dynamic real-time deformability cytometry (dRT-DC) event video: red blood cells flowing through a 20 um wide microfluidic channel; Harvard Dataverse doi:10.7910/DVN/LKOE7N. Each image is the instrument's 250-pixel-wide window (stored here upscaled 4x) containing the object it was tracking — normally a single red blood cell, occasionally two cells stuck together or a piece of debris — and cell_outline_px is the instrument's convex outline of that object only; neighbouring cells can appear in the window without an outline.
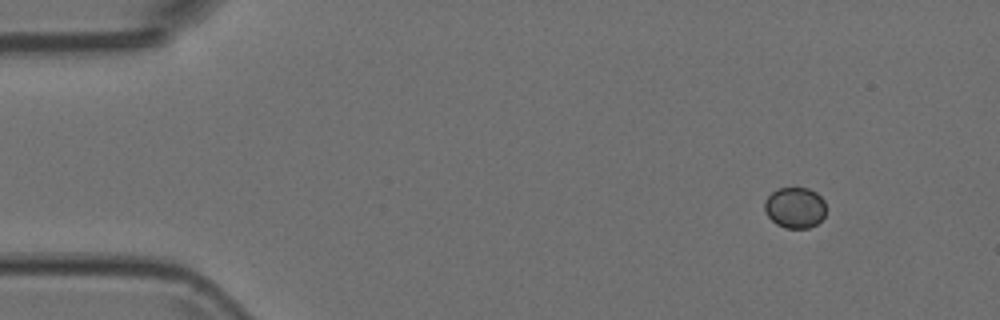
{"species": "Egyptian fruit bat (a non-hibernating species)", "species_latin": "Rousettus aegyptiacus", "temperature_condition": "room temperature", "stored_images_in_passage": 4, "camera_frame_rate_fps": 3000, "um_per_image_px": 0.085, "animal": {"sex": "female"}, "frame": {"image": 1, "passage_image": 1, "time_ms": 0.0, "image_size_px": [1000, 320], "cell_outline_px": [[824, 216], [816, 224], [808, 228], [784, 228], [776, 224], [768, 216], [764, 208], [764, 200], [776, 188], [808, 188], [816, 192], [824, 200]], "centroid_in_image_um": [67.55, 17.64], "position_along_channel_um": 17.5, "area_um2": 14.62}}
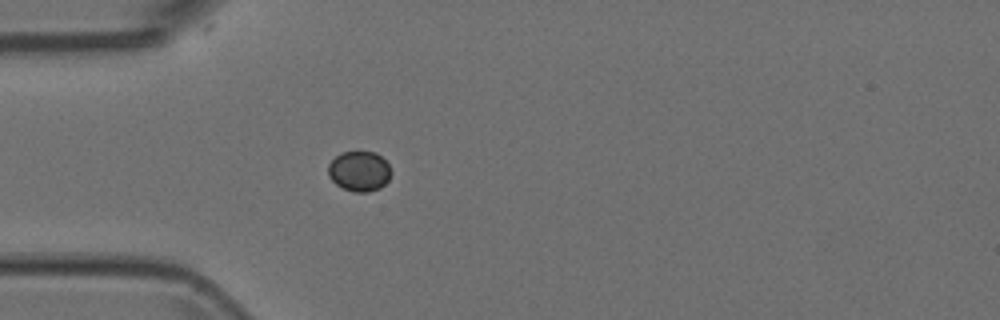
{"frame": {"image": 2, "passage_image": 4, "time_ms": 1.0, "image_size_px": [1000, 320], "cell_outline_px": [[392, 172], [388, 180], [380, 188], [368, 192], [352, 192], [336, 184], [328, 176], [328, 164], [340, 152], [376, 152], [388, 164]], "centroid_in_image_um": [30.53, 14.55], "position_along_channel_um": 54.5, "area_um2": 14.74}}